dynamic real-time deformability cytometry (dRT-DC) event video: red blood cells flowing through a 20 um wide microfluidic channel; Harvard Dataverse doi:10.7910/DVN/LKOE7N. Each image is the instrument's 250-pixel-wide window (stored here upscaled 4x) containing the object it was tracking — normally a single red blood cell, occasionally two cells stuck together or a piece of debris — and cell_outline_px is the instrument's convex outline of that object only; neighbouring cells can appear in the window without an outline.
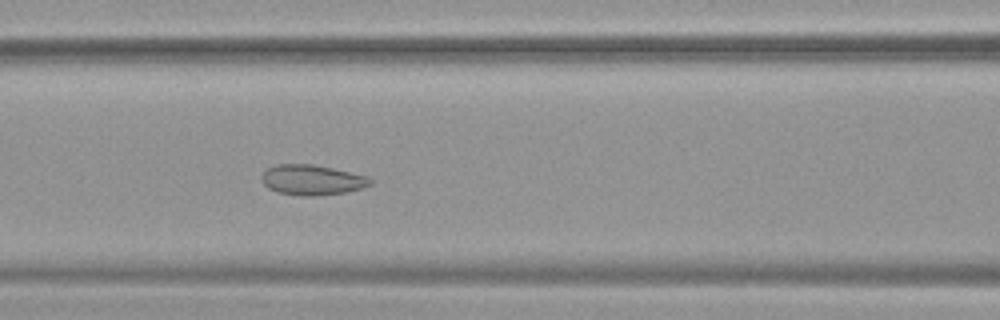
{"species": "common noctule bat (a hibernating species)", "species_latin": "Nyctalus noctula", "temperature_condition": "warm", "stored_images_in_passage": 53, "camera_frame_rate_fps": 3000, "um_per_image_px": 0.085, "animal": {"sex": "female", "body_mass_g": 19.9}, "frame": {"image": 1, "passage_image": 23, "time_ms": 7.333, "image_size_px": [1000, 320], "cell_outline_px": [[372, 184], [364, 188], [348, 192], [316, 196], [300, 196], [276, 192], [268, 188], [260, 180], [260, 176], [268, 168], [276, 164], [312, 164], [332, 168], [368, 176], [372, 180]], "centroid_in_image_um": [26.52, 15.3], "position_along_channel_um": 140.1, "area_um2": 19.42}}
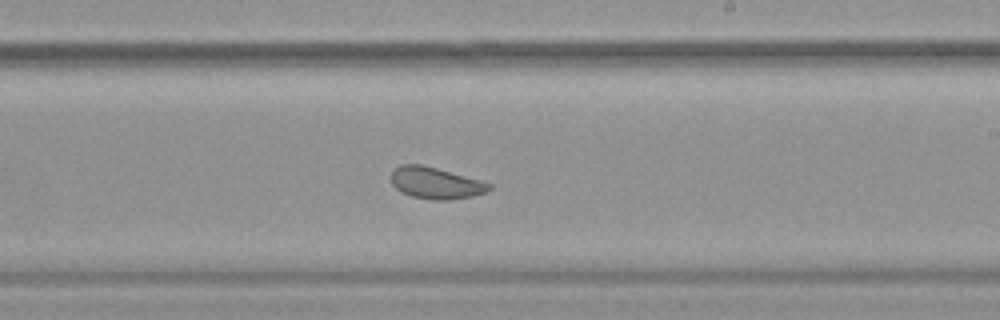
{"frame": {"image": 2, "passage_image": 32, "time_ms": 10.333, "image_size_px": [1000, 320], "cell_outline_px": [[492, 188], [484, 192], [472, 196], [448, 200], [432, 200], [412, 196], [400, 192], [392, 184], [392, 168], [400, 164], [420, 164], [436, 168], [480, 180], [492, 184]], "centroid_in_image_um": [37.0, 15.55], "position_along_channel_um": 252.0, "area_um2": 17.98}}
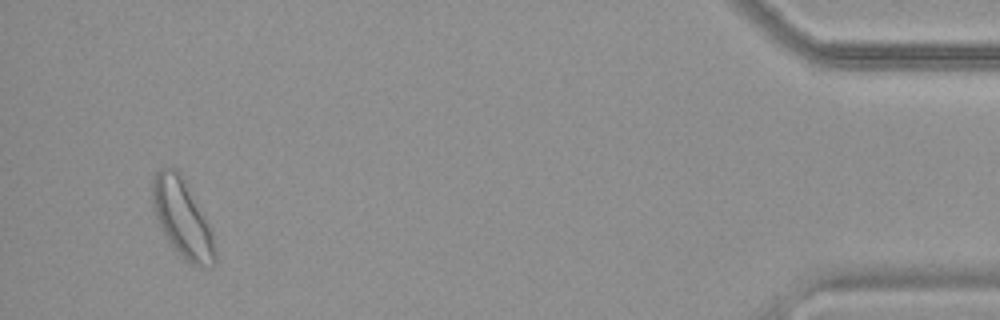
{"frame": {"image": 3, "passage_image": 51, "time_ms": 16.667, "image_size_px": [1000, 320], "cell_outline_px": [[216, 260], [212, 264], [188, 264], [176, 252], [164, 236], [160, 228], [152, 204], [152, 176], [160, 168], [176, 168], [180, 172], [212, 228], [216, 248]], "centroid_in_image_um": [15.49, 18.54], "position_along_channel_um": 419.7, "area_um2": 28.67}, "authors_computed_cell_mechanics": {"area_um2": 23.12, "velocity_mm_per_s": 3.7516, "shape_relaxation_time_tau1_ms": null, "shape_relaxation_time_tau2_ms": 2.2042, "deformation_change_tau1": null, "deformation_change_tau2": 0.0827}}